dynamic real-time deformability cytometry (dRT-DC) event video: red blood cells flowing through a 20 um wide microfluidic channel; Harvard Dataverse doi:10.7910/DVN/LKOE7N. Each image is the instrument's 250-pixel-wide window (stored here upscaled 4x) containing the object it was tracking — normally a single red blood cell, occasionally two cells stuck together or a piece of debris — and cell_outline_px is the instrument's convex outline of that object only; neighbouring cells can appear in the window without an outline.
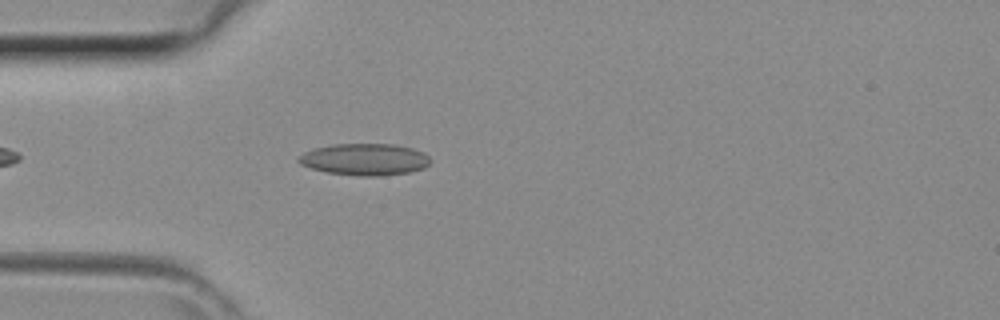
{"species": "common noctule bat (a hibernating species)", "species_latin": "Nyctalus noctula", "temperature_condition": "room temperature", "stored_images_in_passage": 33, "camera_frame_rate_fps": 3000, "um_per_image_px": 0.085, "animal": {"sex": "female", "body_mass_g": 29.2, "forearm_length_mm": 56.3}, "frame": {"image": 1, "passage_image": 4, "time_ms": 1.0, "image_size_px": [1000, 320], "cell_outline_px": [[432, 160], [424, 168], [408, 172], [380, 176], [364, 176], [328, 172], [312, 168], [300, 164], [296, 160], [304, 152], [312, 148], [332, 144], [392, 144], [412, 148], [424, 152]], "centroid_in_image_um": [31.0, 13.54], "position_along_channel_um": 54.0, "area_um2": 24.33}}
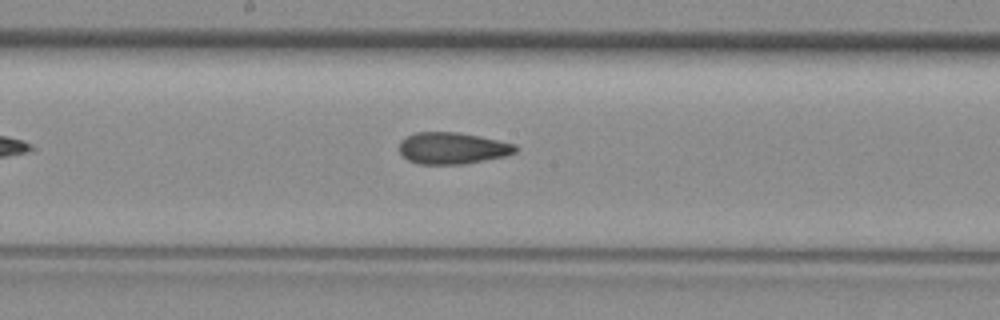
{"frame": {"image": 2, "passage_image": 14, "time_ms": 4.333, "image_size_px": [1000, 320], "cell_outline_px": [[516, 152], [504, 156], [464, 164], [420, 164], [408, 160], [400, 152], [400, 140], [416, 132], [456, 132], [480, 136], [516, 144]], "centroid_in_image_um": [38.45, 12.59], "position_along_channel_um": 209.7, "area_um2": 21.27}}
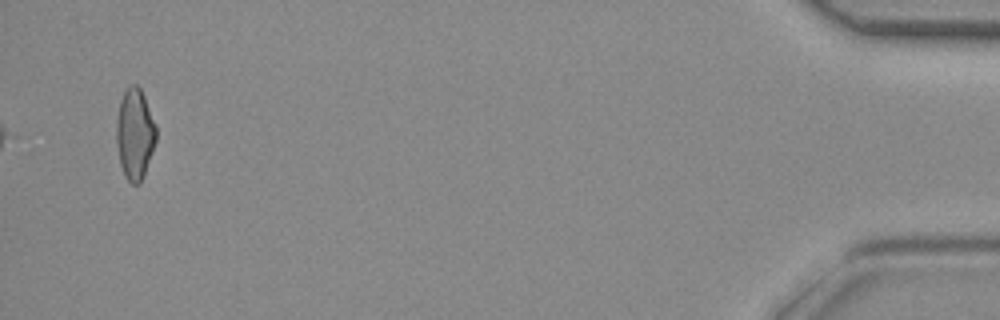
{"frame": {"image": 3, "passage_image": 33, "time_ms": 10.667, "image_size_px": [1000, 320], "cell_outline_px": [[156, 140], [144, 176], [140, 184], [132, 184], [124, 176], [120, 164], [116, 140], [116, 124], [120, 100], [124, 92], [132, 84], [136, 84], [140, 88], [144, 96], [156, 128]], "centroid_in_image_um": [11.45, 11.42], "position_along_channel_um": 423.8, "area_um2": 20.87}}